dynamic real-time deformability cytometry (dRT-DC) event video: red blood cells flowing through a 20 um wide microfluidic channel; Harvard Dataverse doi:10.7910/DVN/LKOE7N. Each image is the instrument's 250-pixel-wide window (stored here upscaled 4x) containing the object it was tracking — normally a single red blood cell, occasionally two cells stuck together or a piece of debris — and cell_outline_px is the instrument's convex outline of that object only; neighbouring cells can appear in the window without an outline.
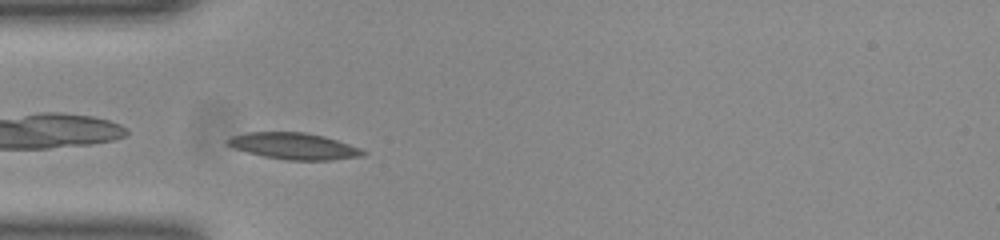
{"species": "common noctule bat (a hibernating species)", "species_latin": "Nyctalus noctula", "temperature_condition": "room temperature", "stored_images_in_passage": 37, "camera_frame_rate_fps": 3000, "um_per_image_px": 0.085, "animal": {"sex": "female", "body_mass_g": 23.0, "forearm_length_mm": 53.4}, "frame": {"image": 1, "passage_image": 1, "time_ms": 0.0, "image_size_px": [1000, 240], "cell_outline_px": [[368, 152], [360, 156], [332, 160], [288, 160], [264, 156], [232, 148], [224, 144], [224, 140], [232, 136], [248, 132], [304, 132], [324, 136], [360, 148]], "centroid_in_image_um": [24.93, 12.41], "position_along_channel_um": 60.1, "area_um2": 20.87}}
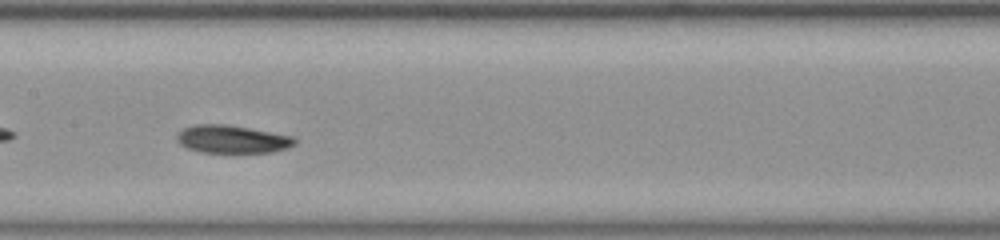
{"frame": {"image": 2, "passage_image": 11, "time_ms": 3.333, "image_size_px": [1000, 240], "cell_outline_px": [[296, 144], [288, 148], [272, 152], [200, 152], [188, 148], [180, 144], [176, 140], [176, 136], [184, 128], [196, 124], [224, 124], [248, 128], [292, 136], [296, 140]], "centroid_in_image_um": [19.73, 11.83], "position_along_channel_um": 187.7, "area_um2": 18.96}}
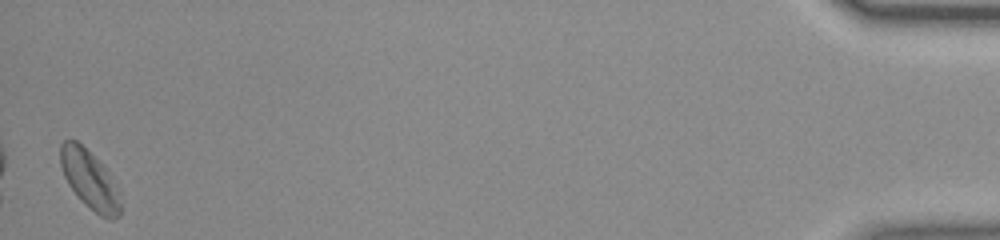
{"frame": {"image": 3, "passage_image": 37, "time_ms": 12.0, "image_size_px": [1000, 240], "cell_outline_px": [[120, 216], [112, 220], [100, 216], [80, 200], [68, 184], [64, 176], [60, 164], [60, 144], [64, 140], [76, 140], [108, 172], [120, 204]], "centroid_in_image_um": [7.56, 15.29], "position_along_channel_um": 427.6, "area_um2": 19.71}, "authors_computed_cell_mechanics": {"area_um2": 19.3052, "velocity_mm_per_s": 3.8808, "shape_relaxation_time_tau1_ms": null, "shape_relaxation_time_tau2_ms": 4.1598, "deformation_change_tau1": null, "deformation_change_tau2": 0.1019}}